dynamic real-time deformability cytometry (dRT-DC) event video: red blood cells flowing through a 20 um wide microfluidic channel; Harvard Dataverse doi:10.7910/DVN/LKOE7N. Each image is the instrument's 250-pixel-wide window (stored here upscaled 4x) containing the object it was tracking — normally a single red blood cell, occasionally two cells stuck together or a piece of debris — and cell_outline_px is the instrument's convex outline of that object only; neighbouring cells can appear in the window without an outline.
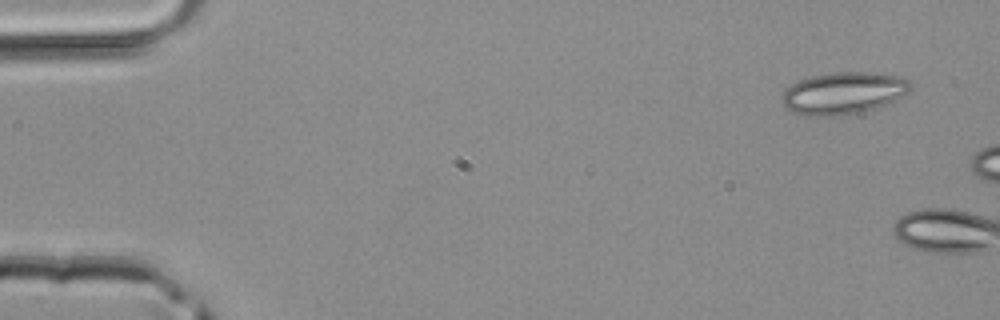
{"species": "common noctule bat (a hibernating species)", "species_latin": "Nyctalus noctula", "temperature_condition": "room temperature", "stored_images_in_passage": 2, "camera_frame_rate_fps": 3000, "um_per_image_px": 0.085, "animal": {"sex": "male", "body_mass_g": 20.4}, "frame": {"image": 1, "passage_image": 1, "time_ms": 0.0, "image_size_px": [1000, 320], "cell_outline_px": [[912, 88], [908, 92], [884, 104], [860, 112], [832, 116], [808, 116], [792, 112], [784, 108], [780, 100], [780, 96], [792, 84], [800, 80], [812, 76], [832, 72], [872, 72], [904, 76], [912, 84]], "centroid_in_image_um": [71.66, 7.9], "position_along_channel_um": 13.3, "area_um2": 31.5}}